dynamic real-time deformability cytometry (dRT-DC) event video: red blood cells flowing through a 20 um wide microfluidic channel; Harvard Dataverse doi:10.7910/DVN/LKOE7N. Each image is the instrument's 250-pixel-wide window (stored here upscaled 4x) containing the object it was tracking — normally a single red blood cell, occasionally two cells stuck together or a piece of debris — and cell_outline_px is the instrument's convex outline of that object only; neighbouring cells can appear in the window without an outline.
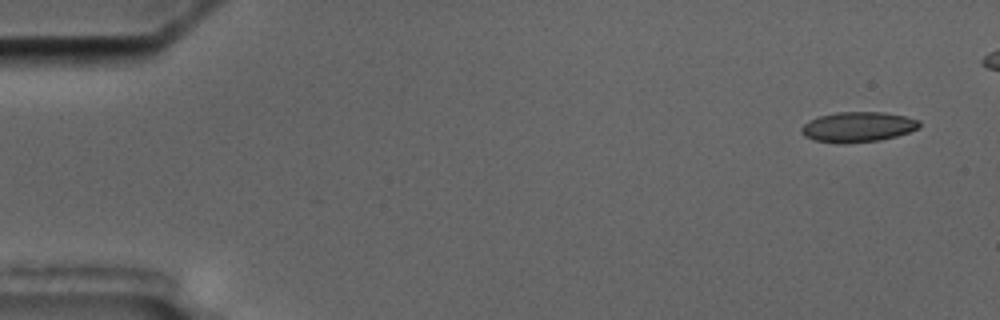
{"species": "common noctule bat (a hibernating species)", "species_latin": "Nyctalus noctula", "temperature_condition": "cold", "stored_images_in_passage": 6, "camera_frame_rate_fps": 3000, "um_per_image_px": 0.085, "animal": {"sex": "male", "body_mass_g": 17.5, "forearm_length_mm": 52.3}, "frame": {"image": 1, "passage_image": 1, "time_ms": 0.0, "image_size_px": [1000, 320], "cell_outline_px": [[920, 128], [896, 136], [880, 140], [844, 144], [836, 144], [812, 140], [804, 136], [800, 132], [800, 128], [808, 120], [820, 116], [836, 112], [884, 112], [904, 116], [920, 120]], "centroid_in_image_um": [72.88, 10.8], "position_along_channel_um": 12.1, "area_um2": 21.04}}